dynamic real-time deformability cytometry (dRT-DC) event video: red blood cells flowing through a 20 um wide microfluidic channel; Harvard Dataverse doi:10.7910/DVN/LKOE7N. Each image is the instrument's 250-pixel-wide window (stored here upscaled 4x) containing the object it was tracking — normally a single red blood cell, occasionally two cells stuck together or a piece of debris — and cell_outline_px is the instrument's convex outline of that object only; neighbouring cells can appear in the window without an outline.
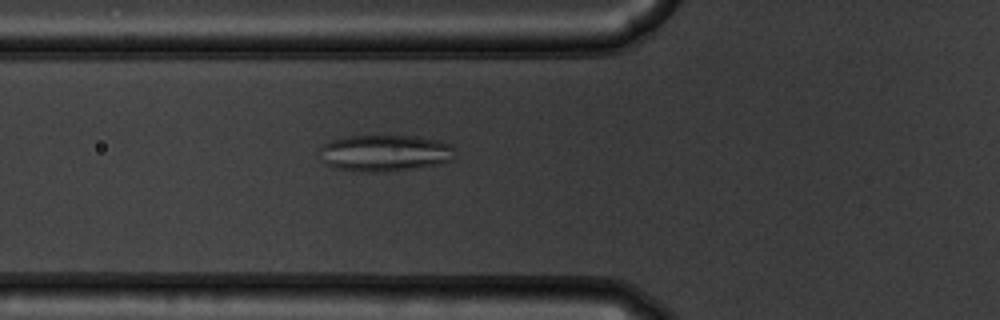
{"species": "common noctule bat (a hibernating species)", "species_latin": "Nyctalus noctula", "temperature_condition": "warm", "stored_images_in_passage": 53, "camera_frame_rate_fps": 3000, "um_per_image_px": 0.085, "animal": {"sex": "male", "body_mass_g": 19.5, "forearm_length_mm": 54.6}, "frame": {"image": 1, "passage_image": 19, "time_ms": 6.0, "image_size_px": [1000, 320], "cell_outline_px": [[456, 148], [452, 160], [412, 168], [384, 172], [364, 172], [336, 168], [328, 164], [324, 160], [320, 148], [324, 144], [332, 140], [348, 136], [416, 136], [440, 140], [452, 144]], "centroid_in_image_um": [32.76, 12.99], "position_along_channel_um": 93.0, "area_um2": 28.55}}
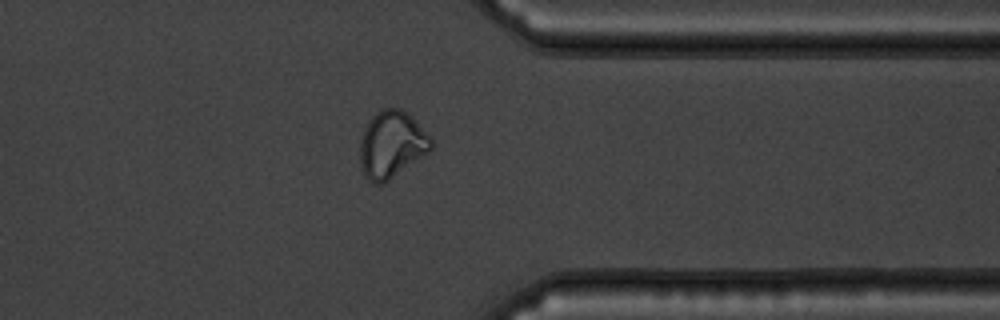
{"frame": {"image": 2, "passage_image": 42, "time_ms": 13.667, "image_size_px": [1000, 320], "cell_outline_px": [[432, 148], [428, 152], [384, 184], [372, 184], [364, 176], [360, 164], [360, 140], [364, 128], [372, 116], [380, 108], [400, 108], [408, 112], [412, 116], [432, 140]], "centroid_in_image_um": [33.26, 12.29], "position_along_channel_um": 378.1, "area_um2": 27.86}}
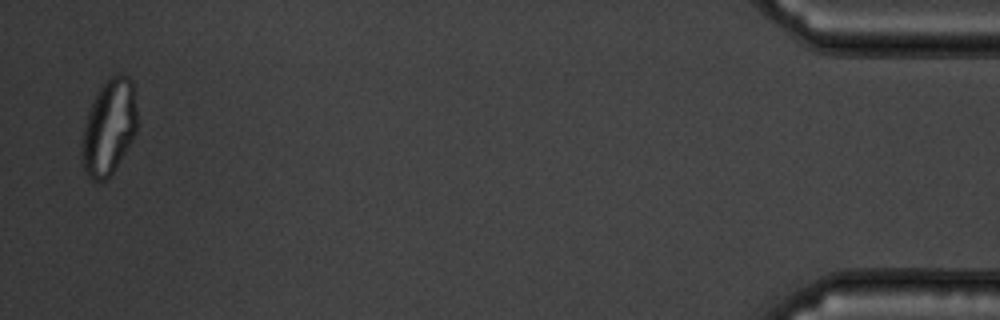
{"frame": {"image": 3, "passage_image": 52, "time_ms": 17.0, "image_size_px": [1000, 320], "cell_outline_px": [[136, 132], [132, 140], [112, 172], [104, 180], [92, 180], [88, 176], [84, 168], [80, 152], [80, 148], [84, 128], [88, 112], [92, 100], [104, 80], [108, 76], [116, 72], [128, 76], [132, 80], [136, 108]], "centroid_in_image_um": [9.25, 10.75], "position_along_channel_um": 426.0, "area_um2": 30.75}}